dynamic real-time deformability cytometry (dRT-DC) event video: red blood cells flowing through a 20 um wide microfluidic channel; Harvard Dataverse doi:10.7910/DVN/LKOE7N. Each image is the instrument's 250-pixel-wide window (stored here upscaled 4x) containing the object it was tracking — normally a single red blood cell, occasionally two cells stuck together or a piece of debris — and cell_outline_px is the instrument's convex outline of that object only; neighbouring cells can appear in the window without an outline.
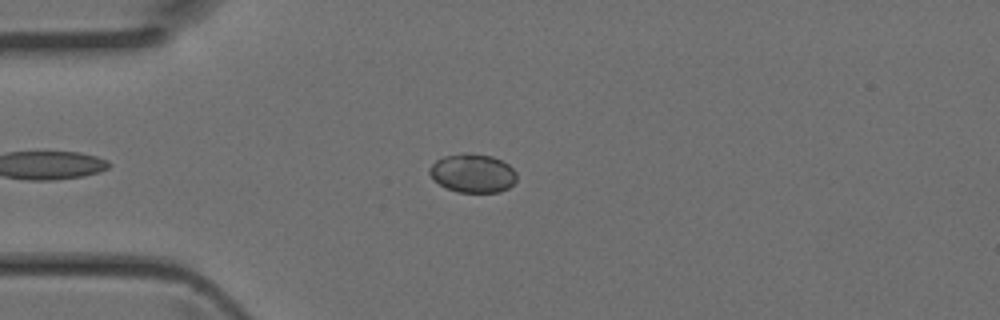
{"species": "Egyptian fruit bat (a non-hibernating species)", "species_latin": "Rousettus aegyptiacus", "temperature_condition": "room temperature", "stored_images_in_passage": 28, "camera_frame_rate_fps": 3000, "um_per_image_px": 0.085, "animal": {"sex": "female"}, "frame": {"image": 1, "passage_image": 3, "time_ms": 0.667, "image_size_px": [1000, 320], "cell_outline_px": [[516, 180], [508, 188], [500, 192], [456, 192], [440, 184], [428, 172], [428, 168], [436, 160], [444, 156], [464, 152], [468, 152], [492, 156], [508, 164], [516, 172]], "centroid_in_image_um": [40.18, 14.71], "position_along_channel_um": 44.8, "area_um2": 19.65}}
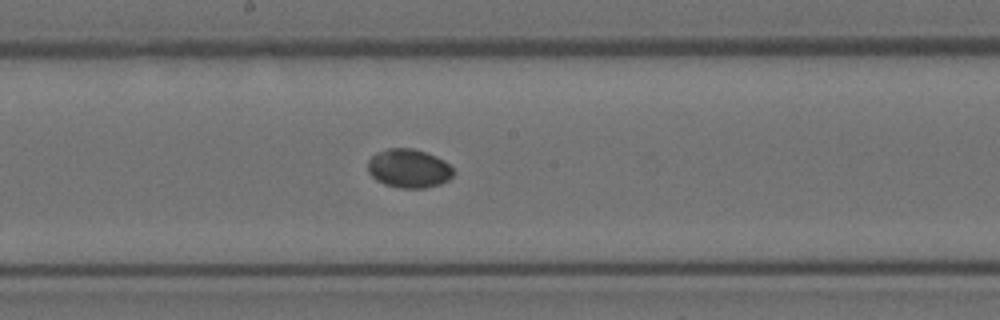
{"frame": {"image": 2, "passage_image": 15, "time_ms": 4.667, "image_size_px": [1000, 320], "cell_outline_px": [[452, 176], [448, 180], [440, 184], [424, 188], [400, 188], [384, 184], [376, 180], [368, 172], [368, 160], [376, 152], [388, 148], [412, 148], [436, 156], [444, 160], [452, 168]], "centroid_in_image_um": [34.72, 14.31], "position_along_channel_um": 213.5, "area_um2": 19.31}}
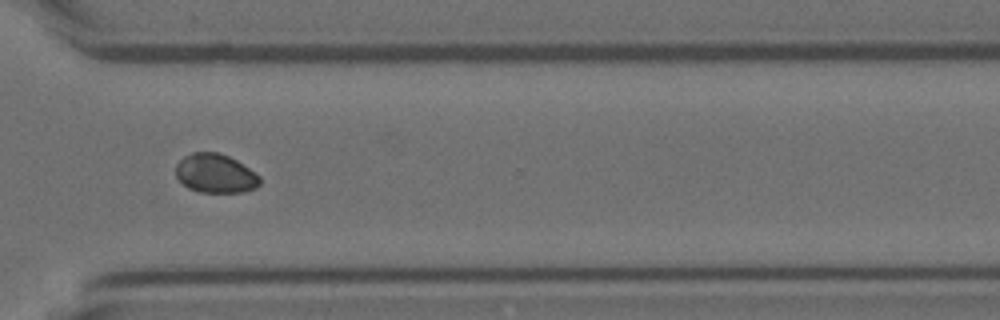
{"frame": {"image": 3, "passage_image": 24, "time_ms": 7.667, "image_size_px": [1000, 320], "cell_outline_px": [[260, 184], [256, 188], [244, 192], [200, 192], [188, 188], [176, 176], [176, 164], [184, 156], [192, 152], [220, 152], [236, 160], [260, 176]], "centroid_in_image_um": [18.31, 14.74], "position_along_channel_um": 352.3, "area_um2": 19.07}}